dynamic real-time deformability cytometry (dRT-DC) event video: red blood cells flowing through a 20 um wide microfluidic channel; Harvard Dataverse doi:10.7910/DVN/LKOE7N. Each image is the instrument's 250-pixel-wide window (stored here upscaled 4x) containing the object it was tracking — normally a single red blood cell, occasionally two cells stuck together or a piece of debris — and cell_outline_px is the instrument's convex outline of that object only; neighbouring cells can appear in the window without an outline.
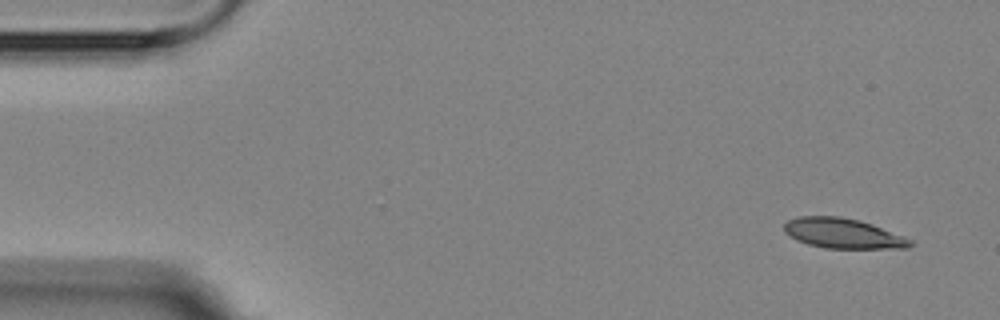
{"species": "Egyptian fruit bat (a non-hibernating species)", "species_latin": "Rousettus aegyptiacus", "temperature_condition": "room temperature", "stored_images_in_passage": 5, "camera_frame_rate_fps": 3000, "um_per_image_px": 0.085, "animal": {"sex": "female"}, "frame": {"image": 1, "passage_image": 1, "time_ms": 0.0, "image_size_px": [1000, 320], "cell_outline_px": [[916, 244], [908, 248], [824, 248], [808, 244], [796, 240], [784, 232], [784, 224], [788, 220], [800, 216], [840, 216], [860, 220], [872, 224], [904, 236], [912, 240]], "centroid_in_image_um": [71.67, 19.84], "position_along_channel_um": 13.3, "area_um2": 22.2}}
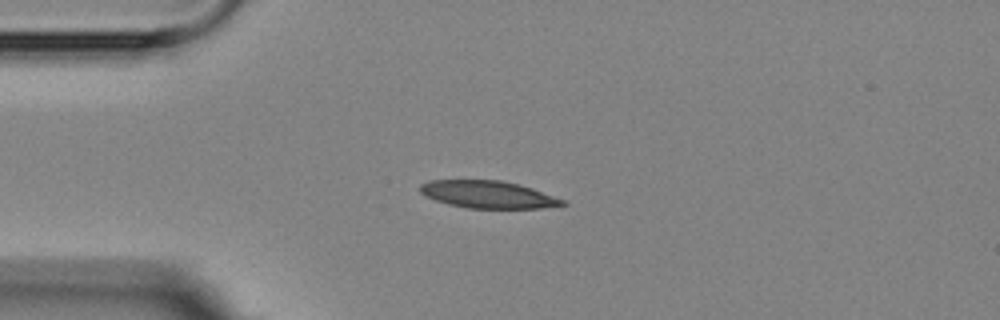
{"frame": {"image": 2, "passage_image": 4, "time_ms": 3.333, "image_size_px": [1000, 320], "cell_outline_px": [[568, 204], [540, 208], [468, 208], [448, 204], [424, 196], [420, 192], [420, 184], [428, 180], [500, 180], [532, 188], [564, 200]], "centroid_in_image_um": [41.43, 16.53], "position_along_channel_um": 43.6, "area_um2": 22.54}}